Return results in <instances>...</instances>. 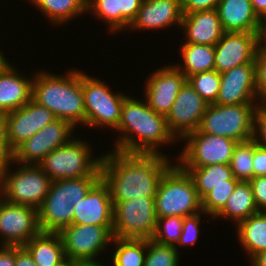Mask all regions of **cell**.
Wrapping results in <instances>:
<instances>
[{"label": "cell", "mask_w": 266, "mask_h": 266, "mask_svg": "<svg viewBox=\"0 0 266 266\" xmlns=\"http://www.w3.org/2000/svg\"><path fill=\"white\" fill-rule=\"evenodd\" d=\"M166 154L103 153L101 178L108 185L112 203L155 198L163 174L173 165Z\"/></svg>", "instance_id": "1"}, {"label": "cell", "mask_w": 266, "mask_h": 266, "mask_svg": "<svg viewBox=\"0 0 266 266\" xmlns=\"http://www.w3.org/2000/svg\"><path fill=\"white\" fill-rule=\"evenodd\" d=\"M128 96L122 105L115 131L120 132L113 150L124 153L161 154L159 147L177 140L169 131L166 117L157 114L147 102Z\"/></svg>", "instance_id": "2"}, {"label": "cell", "mask_w": 266, "mask_h": 266, "mask_svg": "<svg viewBox=\"0 0 266 266\" xmlns=\"http://www.w3.org/2000/svg\"><path fill=\"white\" fill-rule=\"evenodd\" d=\"M31 99L74 128L85 125L82 71L78 69H71L65 75L37 71L33 74Z\"/></svg>", "instance_id": "3"}, {"label": "cell", "mask_w": 266, "mask_h": 266, "mask_svg": "<svg viewBox=\"0 0 266 266\" xmlns=\"http://www.w3.org/2000/svg\"><path fill=\"white\" fill-rule=\"evenodd\" d=\"M154 200L157 218H184L202 212L194 181L177 162L163 174Z\"/></svg>", "instance_id": "4"}, {"label": "cell", "mask_w": 266, "mask_h": 266, "mask_svg": "<svg viewBox=\"0 0 266 266\" xmlns=\"http://www.w3.org/2000/svg\"><path fill=\"white\" fill-rule=\"evenodd\" d=\"M79 139V140H78ZM91 144L80 138H72L67 144L51 151L39 164L53 180L101 177V160L93 156ZM93 156V157H92Z\"/></svg>", "instance_id": "5"}, {"label": "cell", "mask_w": 266, "mask_h": 266, "mask_svg": "<svg viewBox=\"0 0 266 266\" xmlns=\"http://www.w3.org/2000/svg\"><path fill=\"white\" fill-rule=\"evenodd\" d=\"M17 164L0 176V197L11 204L39 209L45 199L52 180L39 165Z\"/></svg>", "instance_id": "6"}, {"label": "cell", "mask_w": 266, "mask_h": 266, "mask_svg": "<svg viewBox=\"0 0 266 266\" xmlns=\"http://www.w3.org/2000/svg\"><path fill=\"white\" fill-rule=\"evenodd\" d=\"M258 104H209L202 117V133L228 137L237 142L252 139L253 121Z\"/></svg>", "instance_id": "7"}, {"label": "cell", "mask_w": 266, "mask_h": 266, "mask_svg": "<svg viewBox=\"0 0 266 266\" xmlns=\"http://www.w3.org/2000/svg\"><path fill=\"white\" fill-rule=\"evenodd\" d=\"M85 126L112 128L116 130L121 117V109L128 95L114 93L105 81L82 72ZM105 126V127H104Z\"/></svg>", "instance_id": "8"}, {"label": "cell", "mask_w": 266, "mask_h": 266, "mask_svg": "<svg viewBox=\"0 0 266 266\" xmlns=\"http://www.w3.org/2000/svg\"><path fill=\"white\" fill-rule=\"evenodd\" d=\"M155 198H135L113 204L115 238L152 239L157 225Z\"/></svg>", "instance_id": "9"}, {"label": "cell", "mask_w": 266, "mask_h": 266, "mask_svg": "<svg viewBox=\"0 0 266 266\" xmlns=\"http://www.w3.org/2000/svg\"><path fill=\"white\" fill-rule=\"evenodd\" d=\"M181 141L186 142L176 157L180 167H204L214 164H229L237 141L202 133L199 129L187 134Z\"/></svg>", "instance_id": "10"}, {"label": "cell", "mask_w": 266, "mask_h": 266, "mask_svg": "<svg viewBox=\"0 0 266 266\" xmlns=\"http://www.w3.org/2000/svg\"><path fill=\"white\" fill-rule=\"evenodd\" d=\"M58 234L65 257L72 260L96 259L114 239L113 226L71 224L62 228Z\"/></svg>", "instance_id": "11"}, {"label": "cell", "mask_w": 266, "mask_h": 266, "mask_svg": "<svg viewBox=\"0 0 266 266\" xmlns=\"http://www.w3.org/2000/svg\"><path fill=\"white\" fill-rule=\"evenodd\" d=\"M74 129L68 121L55 119L14 150V162L39 165L51 151L73 138Z\"/></svg>", "instance_id": "12"}, {"label": "cell", "mask_w": 266, "mask_h": 266, "mask_svg": "<svg viewBox=\"0 0 266 266\" xmlns=\"http://www.w3.org/2000/svg\"><path fill=\"white\" fill-rule=\"evenodd\" d=\"M40 232L37 209L11 204L0 197L1 246H24Z\"/></svg>", "instance_id": "13"}, {"label": "cell", "mask_w": 266, "mask_h": 266, "mask_svg": "<svg viewBox=\"0 0 266 266\" xmlns=\"http://www.w3.org/2000/svg\"><path fill=\"white\" fill-rule=\"evenodd\" d=\"M208 105L186 81L166 116L169 131L181 141L187 134L198 130Z\"/></svg>", "instance_id": "14"}, {"label": "cell", "mask_w": 266, "mask_h": 266, "mask_svg": "<svg viewBox=\"0 0 266 266\" xmlns=\"http://www.w3.org/2000/svg\"><path fill=\"white\" fill-rule=\"evenodd\" d=\"M149 77L145 81V100L157 114L166 117L187 78L173 64L155 69Z\"/></svg>", "instance_id": "15"}, {"label": "cell", "mask_w": 266, "mask_h": 266, "mask_svg": "<svg viewBox=\"0 0 266 266\" xmlns=\"http://www.w3.org/2000/svg\"><path fill=\"white\" fill-rule=\"evenodd\" d=\"M5 115L7 140L13 150L57 119L53 112L32 99L21 108Z\"/></svg>", "instance_id": "16"}, {"label": "cell", "mask_w": 266, "mask_h": 266, "mask_svg": "<svg viewBox=\"0 0 266 266\" xmlns=\"http://www.w3.org/2000/svg\"><path fill=\"white\" fill-rule=\"evenodd\" d=\"M259 47L257 33L224 32L220 41L214 46V70L223 73L242 64L254 63Z\"/></svg>", "instance_id": "17"}, {"label": "cell", "mask_w": 266, "mask_h": 266, "mask_svg": "<svg viewBox=\"0 0 266 266\" xmlns=\"http://www.w3.org/2000/svg\"><path fill=\"white\" fill-rule=\"evenodd\" d=\"M221 84L215 104H257L255 65L247 63L220 73Z\"/></svg>", "instance_id": "18"}, {"label": "cell", "mask_w": 266, "mask_h": 266, "mask_svg": "<svg viewBox=\"0 0 266 266\" xmlns=\"http://www.w3.org/2000/svg\"><path fill=\"white\" fill-rule=\"evenodd\" d=\"M73 208L72 224L113 226L112 199L108 185L102 178Z\"/></svg>", "instance_id": "19"}, {"label": "cell", "mask_w": 266, "mask_h": 266, "mask_svg": "<svg viewBox=\"0 0 266 266\" xmlns=\"http://www.w3.org/2000/svg\"><path fill=\"white\" fill-rule=\"evenodd\" d=\"M182 18L180 0H143L129 28L137 31L157 30L177 24L180 29Z\"/></svg>", "instance_id": "20"}, {"label": "cell", "mask_w": 266, "mask_h": 266, "mask_svg": "<svg viewBox=\"0 0 266 266\" xmlns=\"http://www.w3.org/2000/svg\"><path fill=\"white\" fill-rule=\"evenodd\" d=\"M180 28L185 43L215 46L224 34L216 8L183 14Z\"/></svg>", "instance_id": "21"}, {"label": "cell", "mask_w": 266, "mask_h": 266, "mask_svg": "<svg viewBox=\"0 0 266 266\" xmlns=\"http://www.w3.org/2000/svg\"><path fill=\"white\" fill-rule=\"evenodd\" d=\"M21 74L9 62L0 70V113L17 110L31 100L33 78Z\"/></svg>", "instance_id": "22"}, {"label": "cell", "mask_w": 266, "mask_h": 266, "mask_svg": "<svg viewBox=\"0 0 266 266\" xmlns=\"http://www.w3.org/2000/svg\"><path fill=\"white\" fill-rule=\"evenodd\" d=\"M216 10L224 32L258 33L260 18L251 0H219Z\"/></svg>", "instance_id": "23"}, {"label": "cell", "mask_w": 266, "mask_h": 266, "mask_svg": "<svg viewBox=\"0 0 266 266\" xmlns=\"http://www.w3.org/2000/svg\"><path fill=\"white\" fill-rule=\"evenodd\" d=\"M74 208L64 198L46 196L38 209V222L41 232L58 233L72 224Z\"/></svg>", "instance_id": "24"}, {"label": "cell", "mask_w": 266, "mask_h": 266, "mask_svg": "<svg viewBox=\"0 0 266 266\" xmlns=\"http://www.w3.org/2000/svg\"><path fill=\"white\" fill-rule=\"evenodd\" d=\"M37 266H54L65 258L58 233L40 232L23 246Z\"/></svg>", "instance_id": "25"}, {"label": "cell", "mask_w": 266, "mask_h": 266, "mask_svg": "<svg viewBox=\"0 0 266 266\" xmlns=\"http://www.w3.org/2000/svg\"><path fill=\"white\" fill-rule=\"evenodd\" d=\"M235 226L238 240L249 259L266 250V212L259 211Z\"/></svg>", "instance_id": "26"}, {"label": "cell", "mask_w": 266, "mask_h": 266, "mask_svg": "<svg viewBox=\"0 0 266 266\" xmlns=\"http://www.w3.org/2000/svg\"><path fill=\"white\" fill-rule=\"evenodd\" d=\"M254 202L253 191L249 182L240 181L231 196L228 198L224 208L214 217L231 219V222L240 223L249 216L258 213Z\"/></svg>", "instance_id": "27"}, {"label": "cell", "mask_w": 266, "mask_h": 266, "mask_svg": "<svg viewBox=\"0 0 266 266\" xmlns=\"http://www.w3.org/2000/svg\"><path fill=\"white\" fill-rule=\"evenodd\" d=\"M192 177L198 196L202 199L214 187L229 185L234 178L229 164H214L204 167H181Z\"/></svg>", "instance_id": "28"}, {"label": "cell", "mask_w": 266, "mask_h": 266, "mask_svg": "<svg viewBox=\"0 0 266 266\" xmlns=\"http://www.w3.org/2000/svg\"><path fill=\"white\" fill-rule=\"evenodd\" d=\"M180 52L183 65L180 63V65L176 64L175 66L185 74L186 78L196 73L214 70V46L183 43Z\"/></svg>", "instance_id": "29"}, {"label": "cell", "mask_w": 266, "mask_h": 266, "mask_svg": "<svg viewBox=\"0 0 266 266\" xmlns=\"http://www.w3.org/2000/svg\"><path fill=\"white\" fill-rule=\"evenodd\" d=\"M40 10L50 23L64 25L87 12V0H28Z\"/></svg>", "instance_id": "30"}, {"label": "cell", "mask_w": 266, "mask_h": 266, "mask_svg": "<svg viewBox=\"0 0 266 266\" xmlns=\"http://www.w3.org/2000/svg\"><path fill=\"white\" fill-rule=\"evenodd\" d=\"M112 242L116 246L111 258L113 266H144L147 239L114 237Z\"/></svg>", "instance_id": "31"}, {"label": "cell", "mask_w": 266, "mask_h": 266, "mask_svg": "<svg viewBox=\"0 0 266 266\" xmlns=\"http://www.w3.org/2000/svg\"><path fill=\"white\" fill-rule=\"evenodd\" d=\"M101 177L53 180L46 196L64 198L71 206L81 201Z\"/></svg>", "instance_id": "32"}, {"label": "cell", "mask_w": 266, "mask_h": 266, "mask_svg": "<svg viewBox=\"0 0 266 266\" xmlns=\"http://www.w3.org/2000/svg\"><path fill=\"white\" fill-rule=\"evenodd\" d=\"M254 141L238 142L229 163L234 178L249 182L253 178Z\"/></svg>", "instance_id": "33"}, {"label": "cell", "mask_w": 266, "mask_h": 266, "mask_svg": "<svg viewBox=\"0 0 266 266\" xmlns=\"http://www.w3.org/2000/svg\"><path fill=\"white\" fill-rule=\"evenodd\" d=\"M187 81L208 104H215L221 84L220 73L216 70L200 72L189 76Z\"/></svg>", "instance_id": "34"}, {"label": "cell", "mask_w": 266, "mask_h": 266, "mask_svg": "<svg viewBox=\"0 0 266 266\" xmlns=\"http://www.w3.org/2000/svg\"><path fill=\"white\" fill-rule=\"evenodd\" d=\"M179 249L147 239V252L144 266H179Z\"/></svg>", "instance_id": "35"}, {"label": "cell", "mask_w": 266, "mask_h": 266, "mask_svg": "<svg viewBox=\"0 0 266 266\" xmlns=\"http://www.w3.org/2000/svg\"><path fill=\"white\" fill-rule=\"evenodd\" d=\"M239 180H229V185L214 187L201 199L202 211L214 218L226 205Z\"/></svg>", "instance_id": "36"}, {"label": "cell", "mask_w": 266, "mask_h": 266, "mask_svg": "<svg viewBox=\"0 0 266 266\" xmlns=\"http://www.w3.org/2000/svg\"><path fill=\"white\" fill-rule=\"evenodd\" d=\"M87 12L106 22L113 34L119 32V0H87Z\"/></svg>", "instance_id": "37"}, {"label": "cell", "mask_w": 266, "mask_h": 266, "mask_svg": "<svg viewBox=\"0 0 266 266\" xmlns=\"http://www.w3.org/2000/svg\"><path fill=\"white\" fill-rule=\"evenodd\" d=\"M163 224V225H162ZM183 229L182 217L158 218L153 240L159 244L176 246Z\"/></svg>", "instance_id": "38"}, {"label": "cell", "mask_w": 266, "mask_h": 266, "mask_svg": "<svg viewBox=\"0 0 266 266\" xmlns=\"http://www.w3.org/2000/svg\"><path fill=\"white\" fill-rule=\"evenodd\" d=\"M256 100L258 106H266V47L260 46L254 57ZM260 102V103H259Z\"/></svg>", "instance_id": "39"}, {"label": "cell", "mask_w": 266, "mask_h": 266, "mask_svg": "<svg viewBox=\"0 0 266 266\" xmlns=\"http://www.w3.org/2000/svg\"><path fill=\"white\" fill-rule=\"evenodd\" d=\"M201 215L207 214L202 211L195 215L187 216L183 218V229L182 233L180 235V239L178 243L176 244V248L178 249V246L186 247L188 245H195V243L198 240L199 231H200V221H201Z\"/></svg>", "instance_id": "40"}, {"label": "cell", "mask_w": 266, "mask_h": 266, "mask_svg": "<svg viewBox=\"0 0 266 266\" xmlns=\"http://www.w3.org/2000/svg\"><path fill=\"white\" fill-rule=\"evenodd\" d=\"M143 0H119V31L129 30Z\"/></svg>", "instance_id": "41"}, {"label": "cell", "mask_w": 266, "mask_h": 266, "mask_svg": "<svg viewBox=\"0 0 266 266\" xmlns=\"http://www.w3.org/2000/svg\"><path fill=\"white\" fill-rule=\"evenodd\" d=\"M252 140L266 148V106H258L254 115Z\"/></svg>", "instance_id": "42"}, {"label": "cell", "mask_w": 266, "mask_h": 266, "mask_svg": "<svg viewBox=\"0 0 266 266\" xmlns=\"http://www.w3.org/2000/svg\"><path fill=\"white\" fill-rule=\"evenodd\" d=\"M249 183L258 211L266 212V176L253 177Z\"/></svg>", "instance_id": "43"}, {"label": "cell", "mask_w": 266, "mask_h": 266, "mask_svg": "<svg viewBox=\"0 0 266 266\" xmlns=\"http://www.w3.org/2000/svg\"><path fill=\"white\" fill-rule=\"evenodd\" d=\"M183 14L196 11L212 10L217 7L219 0H180Z\"/></svg>", "instance_id": "44"}, {"label": "cell", "mask_w": 266, "mask_h": 266, "mask_svg": "<svg viewBox=\"0 0 266 266\" xmlns=\"http://www.w3.org/2000/svg\"><path fill=\"white\" fill-rule=\"evenodd\" d=\"M253 177L266 176V148L254 142Z\"/></svg>", "instance_id": "45"}, {"label": "cell", "mask_w": 266, "mask_h": 266, "mask_svg": "<svg viewBox=\"0 0 266 266\" xmlns=\"http://www.w3.org/2000/svg\"><path fill=\"white\" fill-rule=\"evenodd\" d=\"M14 164V150L8 140H0V176Z\"/></svg>", "instance_id": "46"}, {"label": "cell", "mask_w": 266, "mask_h": 266, "mask_svg": "<svg viewBox=\"0 0 266 266\" xmlns=\"http://www.w3.org/2000/svg\"><path fill=\"white\" fill-rule=\"evenodd\" d=\"M15 266H37L23 246H15Z\"/></svg>", "instance_id": "47"}, {"label": "cell", "mask_w": 266, "mask_h": 266, "mask_svg": "<svg viewBox=\"0 0 266 266\" xmlns=\"http://www.w3.org/2000/svg\"><path fill=\"white\" fill-rule=\"evenodd\" d=\"M0 266H15V246L0 245Z\"/></svg>", "instance_id": "48"}, {"label": "cell", "mask_w": 266, "mask_h": 266, "mask_svg": "<svg viewBox=\"0 0 266 266\" xmlns=\"http://www.w3.org/2000/svg\"><path fill=\"white\" fill-rule=\"evenodd\" d=\"M257 35L260 46L266 47V14H264L260 18L259 30Z\"/></svg>", "instance_id": "49"}, {"label": "cell", "mask_w": 266, "mask_h": 266, "mask_svg": "<svg viewBox=\"0 0 266 266\" xmlns=\"http://www.w3.org/2000/svg\"><path fill=\"white\" fill-rule=\"evenodd\" d=\"M251 3L259 18L266 14V0H251Z\"/></svg>", "instance_id": "50"}, {"label": "cell", "mask_w": 266, "mask_h": 266, "mask_svg": "<svg viewBox=\"0 0 266 266\" xmlns=\"http://www.w3.org/2000/svg\"><path fill=\"white\" fill-rule=\"evenodd\" d=\"M249 262L251 266H266V250L255 254Z\"/></svg>", "instance_id": "51"}, {"label": "cell", "mask_w": 266, "mask_h": 266, "mask_svg": "<svg viewBox=\"0 0 266 266\" xmlns=\"http://www.w3.org/2000/svg\"><path fill=\"white\" fill-rule=\"evenodd\" d=\"M73 266H105L97 261V259H81L73 260Z\"/></svg>", "instance_id": "52"}, {"label": "cell", "mask_w": 266, "mask_h": 266, "mask_svg": "<svg viewBox=\"0 0 266 266\" xmlns=\"http://www.w3.org/2000/svg\"><path fill=\"white\" fill-rule=\"evenodd\" d=\"M0 140H7L6 115L0 113Z\"/></svg>", "instance_id": "53"}, {"label": "cell", "mask_w": 266, "mask_h": 266, "mask_svg": "<svg viewBox=\"0 0 266 266\" xmlns=\"http://www.w3.org/2000/svg\"><path fill=\"white\" fill-rule=\"evenodd\" d=\"M54 266H73V260L68 257H65L62 261H60Z\"/></svg>", "instance_id": "54"}, {"label": "cell", "mask_w": 266, "mask_h": 266, "mask_svg": "<svg viewBox=\"0 0 266 266\" xmlns=\"http://www.w3.org/2000/svg\"><path fill=\"white\" fill-rule=\"evenodd\" d=\"M9 61H6V57H4V54L0 51V70L8 63Z\"/></svg>", "instance_id": "55"}]
</instances>
